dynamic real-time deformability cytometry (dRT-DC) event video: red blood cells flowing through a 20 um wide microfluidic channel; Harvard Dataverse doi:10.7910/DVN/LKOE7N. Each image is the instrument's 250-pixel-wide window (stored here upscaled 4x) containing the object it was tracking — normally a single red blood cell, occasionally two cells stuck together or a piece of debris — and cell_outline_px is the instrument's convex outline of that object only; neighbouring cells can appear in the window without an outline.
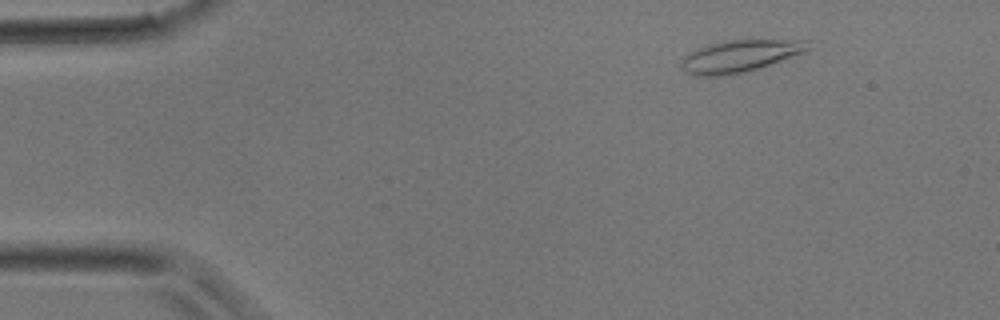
{"species": "common noctule bat (a hibernating species)", "species_latin": "Nyctalus noctula", "temperature_condition": "room temperature", "stored_images_in_passage": 4, "camera_frame_rate_fps": 3000, "um_per_image_px": 0.085, "animal": {"sex": "male", "body_mass_g": 17.9}, "frame": {"image": 1, "passage_image": 1, "time_ms": 0.0, "image_size_px": [1000, 320], "cell_outline_px": [[812, 48], [804, 52], [744, 72], [724, 76], [692, 76], [680, 64], [680, 60], [684, 56], [708, 44], [724, 40], [804, 40]], "centroid_in_image_um": [62.84, 4.76], "position_along_channel_um": 22.2, "area_um2": 23.24}}
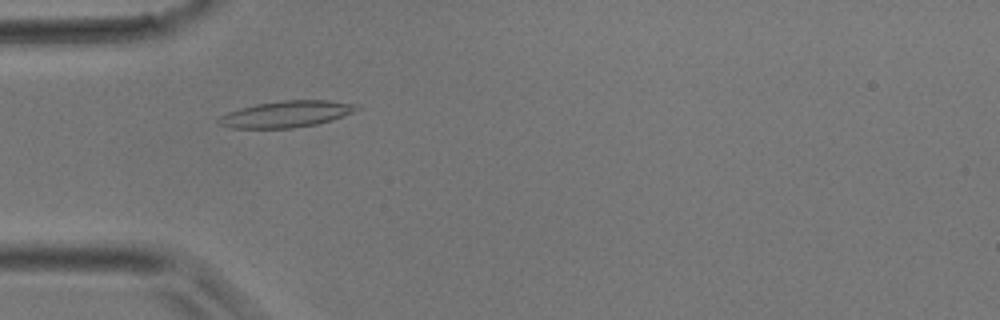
{"frame": {"image": 2, "passage_image": 3, "time_ms": 2.333, "image_size_px": [1000, 320], "cell_outline_px": [[360, 108], [352, 112], [332, 120], [316, 124], [292, 128], [232, 128], [220, 124], [216, 120], [220, 116], [228, 112], [240, 108], [256, 104], [284, 100], [328, 100], [356, 104]], "centroid_in_image_um": [24.32, 9.69], "position_along_channel_um": 60.7, "area_um2": 21.1}}
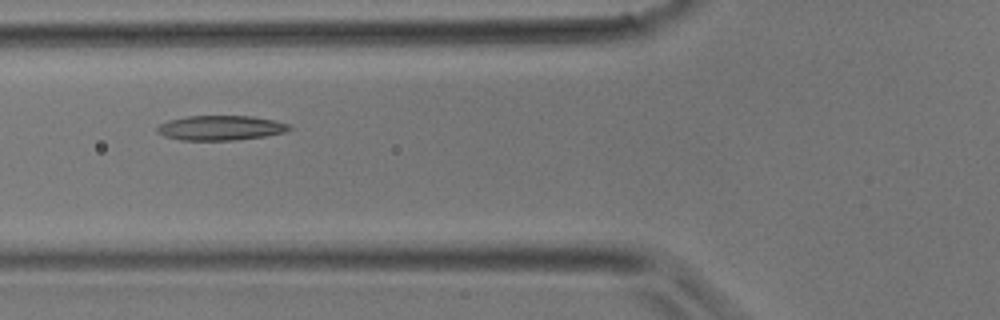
{"frame": {"image": 3, "passage_image": 4, "time_ms": 3.333, "image_size_px": [1000, 320], "cell_outline_px": [[292, 128], [284, 132], [264, 136], [236, 140], [180, 140], [164, 136], [156, 132], [156, 128], [160, 124], [168, 120], [188, 116], [252, 116], [292, 124]], "centroid_in_image_um": [18.74, 10.87], "position_along_channel_um": 107.1, "area_um2": 19.07}}